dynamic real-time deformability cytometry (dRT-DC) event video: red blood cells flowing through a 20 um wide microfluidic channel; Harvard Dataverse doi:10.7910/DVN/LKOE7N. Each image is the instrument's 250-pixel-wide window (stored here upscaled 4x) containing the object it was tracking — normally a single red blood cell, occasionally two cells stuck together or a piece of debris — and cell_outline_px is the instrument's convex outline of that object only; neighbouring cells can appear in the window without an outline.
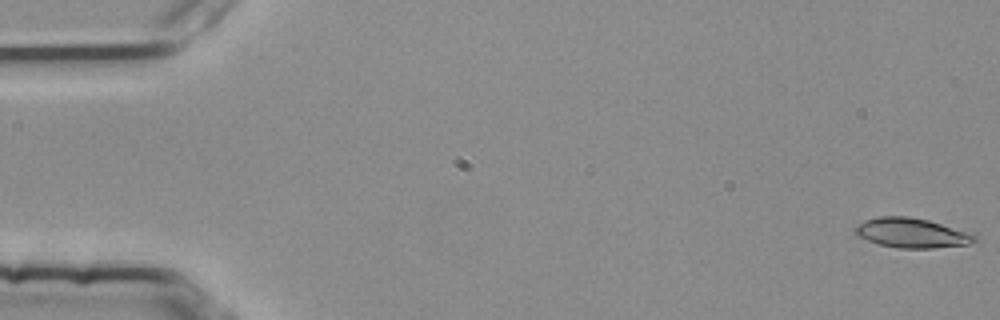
{"species": "common noctule bat (a hibernating species)", "species_latin": "Nyctalus noctula", "temperature_condition": "room temperature", "stored_images_in_passage": 4, "camera_frame_rate_fps": 3000, "um_per_image_px": 0.085, "animal": {"sex": "female", "body_mass_g": 25.1}, "frame": {"image": 1, "passage_image": 1, "time_ms": 0.0, "image_size_px": [1000, 320], "cell_outline_px": [[980, 240], [968, 244], [932, 248], [900, 248], [880, 244], [856, 236], [852, 228], [856, 224], [864, 220], [880, 216], [908, 216], [928, 220], [972, 232]], "centroid_in_image_um": [77.5, 19.79], "position_along_channel_um": 7.5, "area_um2": 20.92}}